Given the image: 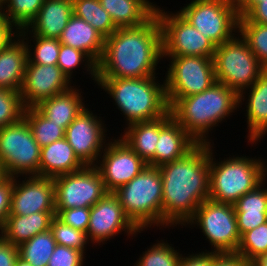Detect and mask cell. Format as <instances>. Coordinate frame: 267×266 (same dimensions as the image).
Listing matches in <instances>:
<instances>
[{"label":"cell","instance_id":"obj_43","mask_svg":"<svg viewBox=\"0 0 267 266\" xmlns=\"http://www.w3.org/2000/svg\"><path fill=\"white\" fill-rule=\"evenodd\" d=\"M13 187L14 177L6 176L0 182V234L4 229L6 218L10 212Z\"/></svg>","mask_w":267,"mask_h":266},{"label":"cell","instance_id":"obj_3","mask_svg":"<svg viewBox=\"0 0 267 266\" xmlns=\"http://www.w3.org/2000/svg\"><path fill=\"white\" fill-rule=\"evenodd\" d=\"M237 108L238 94L216 82L201 93L178 99L169 111L195 141L211 144L209 130L226 120L232 112L235 113Z\"/></svg>","mask_w":267,"mask_h":266},{"label":"cell","instance_id":"obj_14","mask_svg":"<svg viewBox=\"0 0 267 266\" xmlns=\"http://www.w3.org/2000/svg\"><path fill=\"white\" fill-rule=\"evenodd\" d=\"M112 141L106 142L103 155L97 162L99 166H95L107 192H114L127 184L148 165L123 139L119 137Z\"/></svg>","mask_w":267,"mask_h":266},{"label":"cell","instance_id":"obj_51","mask_svg":"<svg viewBox=\"0 0 267 266\" xmlns=\"http://www.w3.org/2000/svg\"><path fill=\"white\" fill-rule=\"evenodd\" d=\"M250 266H267V253L257 258Z\"/></svg>","mask_w":267,"mask_h":266},{"label":"cell","instance_id":"obj_15","mask_svg":"<svg viewBox=\"0 0 267 266\" xmlns=\"http://www.w3.org/2000/svg\"><path fill=\"white\" fill-rule=\"evenodd\" d=\"M123 231L128 236L141 233V230L125 215L117 196L113 192H108L90 208L87 240L100 245L101 242L104 244Z\"/></svg>","mask_w":267,"mask_h":266},{"label":"cell","instance_id":"obj_25","mask_svg":"<svg viewBox=\"0 0 267 266\" xmlns=\"http://www.w3.org/2000/svg\"><path fill=\"white\" fill-rule=\"evenodd\" d=\"M117 28L138 27L147 23L158 9L149 0H99Z\"/></svg>","mask_w":267,"mask_h":266},{"label":"cell","instance_id":"obj_8","mask_svg":"<svg viewBox=\"0 0 267 266\" xmlns=\"http://www.w3.org/2000/svg\"><path fill=\"white\" fill-rule=\"evenodd\" d=\"M40 152L24 118L0 128V164L6 176H39Z\"/></svg>","mask_w":267,"mask_h":266},{"label":"cell","instance_id":"obj_1","mask_svg":"<svg viewBox=\"0 0 267 266\" xmlns=\"http://www.w3.org/2000/svg\"><path fill=\"white\" fill-rule=\"evenodd\" d=\"M210 144L198 143L184 157L159 166L162 177V226L185 223L209 199ZM165 226V227H164Z\"/></svg>","mask_w":267,"mask_h":266},{"label":"cell","instance_id":"obj_39","mask_svg":"<svg viewBox=\"0 0 267 266\" xmlns=\"http://www.w3.org/2000/svg\"><path fill=\"white\" fill-rule=\"evenodd\" d=\"M24 110L20 92L0 88V128L18 123Z\"/></svg>","mask_w":267,"mask_h":266},{"label":"cell","instance_id":"obj_38","mask_svg":"<svg viewBox=\"0 0 267 266\" xmlns=\"http://www.w3.org/2000/svg\"><path fill=\"white\" fill-rule=\"evenodd\" d=\"M50 230L58 245L78 249L86 253V244H89L86 233L74 229L62 222L56 215L53 217Z\"/></svg>","mask_w":267,"mask_h":266},{"label":"cell","instance_id":"obj_18","mask_svg":"<svg viewBox=\"0 0 267 266\" xmlns=\"http://www.w3.org/2000/svg\"><path fill=\"white\" fill-rule=\"evenodd\" d=\"M38 212H56L53 178L25 176V180L20 182L18 177H14L9 215H30Z\"/></svg>","mask_w":267,"mask_h":266},{"label":"cell","instance_id":"obj_21","mask_svg":"<svg viewBox=\"0 0 267 266\" xmlns=\"http://www.w3.org/2000/svg\"><path fill=\"white\" fill-rule=\"evenodd\" d=\"M248 93V100L245 105L247 128H248V142L251 144L261 141L262 137L267 133V71H265L256 82L249 88L243 90L238 94V106L242 107V100ZM245 93V95H244Z\"/></svg>","mask_w":267,"mask_h":266},{"label":"cell","instance_id":"obj_42","mask_svg":"<svg viewBox=\"0 0 267 266\" xmlns=\"http://www.w3.org/2000/svg\"><path fill=\"white\" fill-rule=\"evenodd\" d=\"M56 216L74 229L87 233L90 208L78 207L71 209H55Z\"/></svg>","mask_w":267,"mask_h":266},{"label":"cell","instance_id":"obj_37","mask_svg":"<svg viewBox=\"0 0 267 266\" xmlns=\"http://www.w3.org/2000/svg\"><path fill=\"white\" fill-rule=\"evenodd\" d=\"M81 63H84V66L87 68L86 72H89L88 74H91L90 76L91 78H93L92 80H94V82H96L97 84L96 64L84 52L61 44L57 66L62 70V72L68 77L70 81H72L71 76L73 69L75 71L76 67L79 68V65Z\"/></svg>","mask_w":267,"mask_h":266},{"label":"cell","instance_id":"obj_5","mask_svg":"<svg viewBox=\"0 0 267 266\" xmlns=\"http://www.w3.org/2000/svg\"><path fill=\"white\" fill-rule=\"evenodd\" d=\"M210 144L209 199L234 204L247 192L253 191L265 179V161L250 157L232 156L216 162ZM215 159V161H214Z\"/></svg>","mask_w":267,"mask_h":266},{"label":"cell","instance_id":"obj_56","mask_svg":"<svg viewBox=\"0 0 267 266\" xmlns=\"http://www.w3.org/2000/svg\"><path fill=\"white\" fill-rule=\"evenodd\" d=\"M3 3H4V0H0V7L2 6Z\"/></svg>","mask_w":267,"mask_h":266},{"label":"cell","instance_id":"obj_47","mask_svg":"<svg viewBox=\"0 0 267 266\" xmlns=\"http://www.w3.org/2000/svg\"><path fill=\"white\" fill-rule=\"evenodd\" d=\"M18 256V247L12 245L0 235V266H15Z\"/></svg>","mask_w":267,"mask_h":266},{"label":"cell","instance_id":"obj_33","mask_svg":"<svg viewBox=\"0 0 267 266\" xmlns=\"http://www.w3.org/2000/svg\"><path fill=\"white\" fill-rule=\"evenodd\" d=\"M25 41L28 49L27 64L39 65H57L61 43L58 38H42L36 35L31 36L34 45L31 46V40H28L25 34H19ZM26 37V38H25ZM30 41V45L29 42ZM34 47V48H32ZM34 52H31L32 49Z\"/></svg>","mask_w":267,"mask_h":266},{"label":"cell","instance_id":"obj_6","mask_svg":"<svg viewBox=\"0 0 267 266\" xmlns=\"http://www.w3.org/2000/svg\"><path fill=\"white\" fill-rule=\"evenodd\" d=\"M125 215L141 231L162 226V177L158 167L147 165L130 182L113 192Z\"/></svg>","mask_w":267,"mask_h":266},{"label":"cell","instance_id":"obj_28","mask_svg":"<svg viewBox=\"0 0 267 266\" xmlns=\"http://www.w3.org/2000/svg\"><path fill=\"white\" fill-rule=\"evenodd\" d=\"M120 136L149 166L155 167V150L159 139V119L127 125Z\"/></svg>","mask_w":267,"mask_h":266},{"label":"cell","instance_id":"obj_10","mask_svg":"<svg viewBox=\"0 0 267 266\" xmlns=\"http://www.w3.org/2000/svg\"><path fill=\"white\" fill-rule=\"evenodd\" d=\"M165 78L169 108L180 98L201 93L216 83L213 58L201 56H168Z\"/></svg>","mask_w":267,"mask_h":266},{"label":"cell","instance_id":"obj_40","mask_svg":"<svg viewBox=\"0 0 267 266\" xmlns=\"http://www.w3.org/2000/svg\"><path fill=\"white\" fill-rule=\"evenodd\" d=\"M265 179L253 191L247 192L240 197L233 205L235 212H267V187ZM266 187V188H265Z\"/></svg>","mask_w":267,"mask_h":266},{"label":"cell","instance_id":"obj_55","mask_svg":"<svg viewBox=\"0 0 267 266\" xmlns=\"http://www.w3.org/2000/svg\"><path fill=\"white\" fill-rule=\"evenodd\" d=\"M265 176H266V179H267V165H265Z\"/></svg>","mask_w":267,"mask_h":266},{"label":"cell","instance_id":"obj_36","mask_svg":"<svg viewBox=\"0 0 267 266\" xmlns=\"http://www.w3.org/2000/svg\"><path fill=\"white\" fill-rule=\"evenodd\" d=\"M161 241L143 252L134 266H179L182 254L170 246L167 241Z\"/></svg>","mask_w":267,"mask_h":266},{"label":"cell","instance_id":"obj_54","mask_svg":"<svg viewBox=\"0 0 267 266\" xmlns=\"http://www.w3.org/2000/svg\"><path fill=\"white\" fill-rule=\"evenodd\" d=\"M6 177L5 172L0 164V182Z\"/></svg>","mask_w":267,"mask_h":266},{"label":"cell","instance_id":"obj_4","mask_svg":"<svg viewBox=\"0 0 267 266\" xmlns=\"http://www.w3.org/2000/svg\"><path fill=\"white\" fill-rule=\"evenodd\" d=\"M156 78H97V84L113 98L129 125L156 120L169 112L165 81L160 84Z\"/></svg>","mask_w":267,"mask_h":266},{"label":"cell","instance_id":"obj_7","mask_svg":"<svg viewBox=\"0 0 267 266\" xmlns=\"http://www.w3.org/2000/svg\"><path fill=\"white\" fill-rule=\"evenodd\" d=\"M218 45L213 55L216 82L233 89L237 94L251 87L265 69L238 33Z\"/></svg>","mask_w":267,"mask_h":266},{"label":"cell","instance_id":"obj_20","mask_svg":"<svg viewBox=\"0 0 267 266\" xmlns=\"http://www.w3.org/2000/svg\"><path fill=\"white\" fill-rule=\"evenodd\" d=\"M72 15V0H44L35 19L18 34L28 37L29 32L42 38H59Z\"/></svg>","mask_w":267,"mask_h":266},{"label":"cell","instance_id":"obj_12","mask_svg":"<svg viewBox=\"0 0 267 266\" xmlns=\"http://www.w3.org/2000/svg\"><path fill=\"white\" fill-rule=\"evenodd\" d=\"M158 6L156 16L162 28L163 57L201 56L213 58L216 46L178 12L169 13ZM169 13V14H167Z\"/></svg>","mask_w":267,"mask_h":266},{"label":"cell","instance_id":"obj_52","mask_svg":"<svg viewBox=\"0 0 267 266\" xmlns=\"http://www.w3.org/2000/svg\"><path fill=\"white\" fill-rule=\"evenodd\" d=\"M15 266H33L30 262H27L20 256L17 257L16 259V265Z\"/></svg>","mask_w":267,"mask_h":266},{"label":"cell","instance_id":"obj_23","mask_svg":"<svg viewBox=\"0 0 267 266\" xmlns=\"http://www.w3.org/2000/svg\"><path fill=\"white\" fill-rule=\"evenodd\" d=\"M86 165L76 156L66 138L57 140L41 148L39 176H57L82 170Z\"/></svg>","mask_w":267,"mask_h":266},{"label":"cell","instance_id":"obj_16","mask_svg":"<svg viewBox=\"0 0 267 266\" xmlns=\"http://www.w3.org/2000/svg\"><path fill=\"white\" fill-rule=\"evenodd\" d=\"M102 121L85 107L65 130L66 140L86 166H96L106 146L107 129Z\"/></svg>","mask_w":267,"mask_h":266},{"label":"cell","instance_id":"obj_13","mask_svg":"<svg viewBox=\"0 0 267 266\" xmlns=\"http://www.w3.org/2000/svg\"><path fill=\"white\" fill-rule=\"evenodd\" d=\"M53 182L55 209L91 208L108 193L95 166L57 176Z\"/></svg>","mask_w":267,"mask_h":266},{"label":"cell","instance_id":"obj_30","mask_svg":"<svg viewBox=\"0 0 267 266\" xmlns=\"http://www.w3.org/2000/svg\"><path fill=\"white\" fill-rule=\"evenodd\" d=\"M23 118L30 126L34 139L40 148L65 137V131L59 124L46 118L36 107L25 108Z\"/></svg>","mask_w":267,"mask_h":266},{"label":"cell","instance_id":"obj_11","mask_svg":"<svg viewBox=\"0 0 267 266\" xmlns=\"http://www.w3.org/2000/svg\"><path fill=\"white\" fill-rule=\"evenodd\" d=\"M196 224L211 246V252H236L241 235L237 227L235 208L232 204L204 200L185 225Z\"/></svg>","mask_w":267,"mask_h":266},{"label":"cell","instance_id":"obj_53","mask_svg":"<svg viewBox=\"0 0 267 266\" xmlns=\"http://www.w3.org/2000/svg\"><path fill=\"white\" fill-rule=\"evenodd\" d=\"M230 3L238 9L246 0H229Z\"/></svg>","mask_w":267,"mask_h":266},{"label":"cell","instance_id":"obj_17","mask_svg":"<svg viewBox=\"0 0 267 266\" xmlns=\"http://www.w3.org/2000/svg\"><path fill=\"white\" fill-rule=\"evenodd\" d=\"M71 85L57 65L26 64L21 100L25 108L35 107L41 101L69 90Z\"/></svg>","mask_w":267,"mask_h":266},{"label":"cell","instance_id":"obj_24","mask_svg":"<svg viewBox=\"0 0 267 266\" xmlns=\"http://www.w3.org/2000/svg\"><path fill=\"white\" fill-rule=\"evenodd\" d=\"M28 61V49L18 34L0 51V88L20 92Z\"/></svg>","mask_w":267,"mask_h":266},{"label":"cell","instance_id":"obj_22","mask_svg":"<svg viewBox=\"0 0 267 266\" xmlns=\"http://www.w3.org/2000/svg\"><path fill=\"white\" fill-rule=\"evenodd\" d=\"M58 39L61 44L84 52L96 65L101 59L105 38L91 24L74 14Z\"/></svg>","mask_w":267,"mask_h":266},{"label":"cell","instance_id":"obj_26","mask_svg":"<svg viewBox=\"0 0 267 266\" xmlns=\"http://www.w3.org/2000/svg\"><path fill=\"white\" fill-rule=\"evenodd\" d=\"M74 87L45 99L35 106L46 118L59 124L64 131L86 106L82 102V92Z\"/></svg>","mask_w":267,"mask_h":266},{"label":"cell","instance_id":"obj_41","mask_svg":"<svg viewBox=\"0 0 267 266\" xmlns=\"http://www.w3.org/2000/svg\"><path fill=\"white\" fill-rule=\"evenodd\" d=\"M84 254L81 250L57 244L47 266H83Z\"/></svg>","mask_w":267,"mask_h":266},{"label":"cell","instance_id":"obj_2","mask_svg":"<svg viewBox=\"0 0 267 266\" xmlns=\"http://www.w3.org/2000/svg\"><path fill=\"white\" fill-rule=\"evenodd\" d=\"M163 58L162 28L156 14L138 27L118 28L105 38L97 78H144L156 76Z\"/></svg>","mask_w":267,"mask_h":266},{"label":"cell","instance_id":"obj_31","mask_svg":"<svg viewBox=\"0 0 267 266\" xmlns=\"http://www.w3.org/2000/svg\"><path fill=\"white\" fill-rule=\"evenodd\" d=\"M56 245L53 233L48 230L20 244L19 256L33 266H47Z\"/></svg>","mask_w":267,"mask_h":266},{"label":"cell","instance_id":"obj_34","mask_svg":"<svg viewBox=\"0 0 267 266\" xmlns=\"http://www.w3.org/2000/svg\"><path fill=\"white\" fill-rule=\"evenodd\" d=\"M238 32L267 71V25L238 22Z\"/></svg>","mask_w":267,"mask_h":266},{"label":"cell","instance_id":"obj_44","mask_svg":"<svg viewBox=\"0 0 267 266\" xmlns=\"http://www.w3.org/2000/svg\"><path fill=\"white\" fill-rule=\"evenodd\" d=\"M239 234L253 230L267 222V212H235Z\"/></svg>","mask_w":267,"mask_h":266},{"label":"cell","instance_id":"obj_9","mask_svg":"<svg viewBox=\"0 0 267 266\" xmlns=\"http://www.w3.org/2000/svg\"><path fill=\"white\" fill-rule=\"evenodd\" d=\"M177 12L216 47L237 35L239 14L229 0H192Z\"/></svg>","mask_w":267,"mask_h":266},{"label":"cell","instance_id":"obj_45","mask_svg":"<svg viewBox=\"0 0 267 266\" xmlns=\"http://www.w3.org/2000/svg\"><path fill=\"white\" fill-rule=\"evenodd\" d=\"M238 22H252L267 25V0L256 3Z\"/></svg>","mask_w":267,"mask_h":266},{"label":"cell","instance_id":"obj_19","mask_svg":"<svg viewBox=\"0 0 267 266\" xmlns=\"http://www.w3.org/2000/svg\"><path fill=\"white\" fill-rule=\"evenodd\" d=\"M198 144L172 117L170 111L159 118V139L155 150V167L184 157Z\"/></svg>","mask_w":267,"mask_h":266},{"label":"cell","instance_id":"obj_35","mask_svg":"<svg viewBox=\"0 0 267 266\" xmlns=\"http://www.w3.org/2000/svg\"><path fill=\"white\" fill-rule=\"evenodd\" d=\"M251 265L261 255L267 253V222L245 232L236 251Z\"/></svg>","mask_w":267,"mask_h":266},{"label":"cell","instance_id":"obj_32","mask_svg":"<svg viewBox=\"0 0 267 266\" xmlns=\"http://www.w3.org/2000/svg\"><path fill=\"white\" fill-rule=\"evenodd\" d=\"M43 3L44 0H4L0 9L7 21L20 31L35 19Z\"/></svg>","mask_w":267,"mask_h":266},{"label":"cell","instance_id":"obj_50","mask_svg":"<svg viewBox=\"0 0 267 266\" xmlns=\"http://www.w3.org/2000/svg\"><path fill=\"white\" fill-rule=\"evenodd\" d=\"M262 0H246L238 9L239 16H244L256 3Z\"/></svg>","mask_w":267,"mask_h":266},{"label":"cell","instance_id":"obj_46","mask_svg":"<svg viewBox=\"0 0 267 266\" xmlns=\"http://www.w3.org/2000/svg\"><path fill=\"white\" fill-rule=\"evenodd\" d=\"M212 266H250V264L237 252H213Z\"/></svg>","mask_w":267,"mask_h":266},{"label":"cell","instance_id":"obj_27","mask_svg":"<svg viewBox=\"0 0 267 266\" xmlns=\"http://www.w3.org/2000/svg\"><path fill=\"white\" fill-rule=\"evenodd\" d=\"M56 212H38L30 215H8L0 234L12 245L19 246L35 235L50 230Z\"/></svg>","mask_w":267,"mask_h":266},{"label":"cell","instance_id":"obj_49","mask_svg":"<svg viewBox=\"0 0 267 266\" xmlns=\"http://www.w3.org/2000/svg\"><path fill=\"white\" fill-rule=\"evenodd\" d=\"M7 21L0 9V51L3 50L17 35L18 31Z\"/></svg>","mask_w":267,"mask_h":266},{"label":"cell","instance_id":"obj_29","mask_svg":"<svg viewBox=\"0 0 267 266\" xmlns=\"http://www.w3.org/2000/svg\"><path fill=\"white\" fill-rule=\"evenodd\" d=\"M73 14L91 24L104 38L118 28L99 0H72Z\"/></svg>","mask_w":267,"mask_h":266},{"label":"cell","instance_id":"obj_48","mask_svg":"<svg viewBox=\"0 0 267 266\" xmlns=\"http://www.w3.org/2000/svg\"><path fill=\"white\" fill-rule=\"evenodd\" d=\"M213 252L205 250L201 253L182 256L179 266H212Z\"/></svg>","mask_w":267,"mask_h":266}]
</instances>
